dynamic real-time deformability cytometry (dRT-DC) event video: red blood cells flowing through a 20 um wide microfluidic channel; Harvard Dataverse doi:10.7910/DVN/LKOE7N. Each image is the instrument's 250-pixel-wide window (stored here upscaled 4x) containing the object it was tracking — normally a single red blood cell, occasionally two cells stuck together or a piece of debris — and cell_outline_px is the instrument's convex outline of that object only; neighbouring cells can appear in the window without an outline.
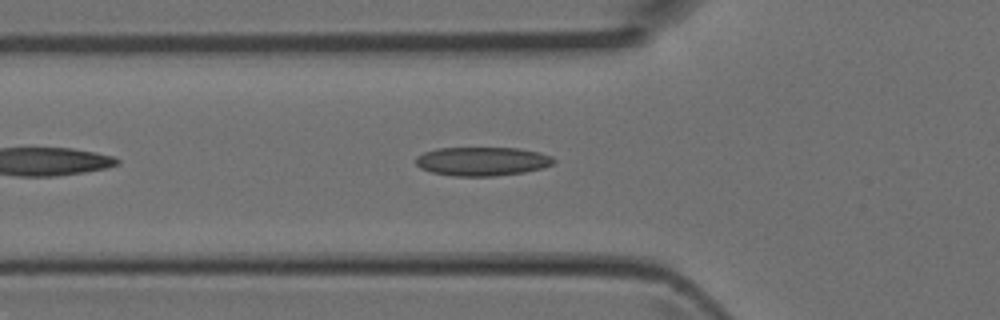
{"species": "Egyptian fruit bat (a non-hibernating species)", "species_latin": "Rousettus aegyptiacus", "temperature_condition": "room temperature", "stored_images_in_passage": 4, "camera_frame_rate_fps": 3000, "um_per_image_px": 0.085, "animal": {"sex": "female"}, "frame": {"image": 1, "passage_image": 4, "time_ms": 1.0, "image_size_px": [1000, 320], "cell_outline_px": [[556, 160], [552, 164], [544, 168], [524, 172], [492, 176], [452, 176], [432, 172], [420, 168], [416, 164], [416, 156], [424, 152], [436, 148], [520, 148], [540, 152], [552, 156]], "centroid_in_image_um": [41.0, 13.71], "position_along_channel_um": 84.8, "area_um2": 23.29}}